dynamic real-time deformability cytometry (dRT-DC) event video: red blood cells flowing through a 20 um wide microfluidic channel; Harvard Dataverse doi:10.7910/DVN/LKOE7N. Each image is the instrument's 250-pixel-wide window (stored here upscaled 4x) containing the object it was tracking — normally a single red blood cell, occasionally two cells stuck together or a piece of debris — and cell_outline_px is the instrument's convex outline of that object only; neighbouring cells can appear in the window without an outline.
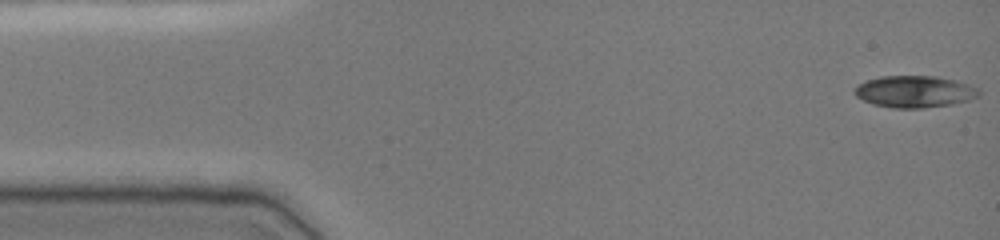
{"species": "common noctule bat (a hibernating species)", "species_latin": "Nyctalus noctula", "temperature_condition": "cold", "stored_images_in_passage": 49, "camera_frame_rate_fps": 3000, "um_per_image_px": 0.085, "animal": {"sex": "female", "body_mass_g": 19.0, "forearm_length_mm": 51.5}, "frame": {"image": 1, "passage_image": 1, "time_ms": 0.0, "image_size_px": [1000, 240], "cell_outline_px": [[980, 96], [968, 100], [952, 104], [920, 108], [892, 108], [876, 104], [864, 100], [856, 96], [852, 92], [860, 84], [868, 80], [880, 76], [936, 76], [956, 80], [980, 88]], "centroid_in_image_um": [77.78, 7.78], "position_along_channel_um": 7.2, "area_um2": 22.95}}
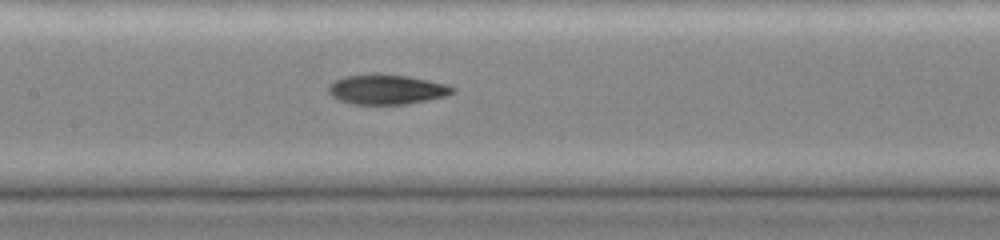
{"frame": {"image": 2, "passage_image": 23, "time_ms": 7.333, "image_size_px": [1000, 240], "cell_outline_px": [[456, 92], [444, 96], [408, 104], [352, 104], [340, 100], [332, 96], [328, 92], [328, 84], [336, 80], [348, 76], [376, 72], [380, 72], [408, 76], [448, 84], [456, 88]], "centroid_in_image_um": [32.88, 7.58], "position_along_channel_um": 174.5, "area_um2": 21.85}}
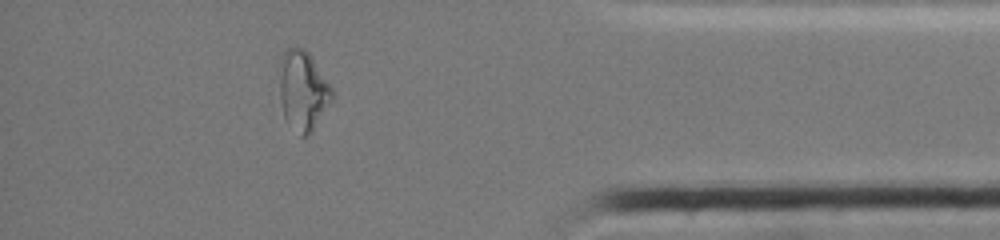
{"frame": {"image": 3, "passage_image": 43, "time_ms": 14.0, "image_size_px": [1000, 240], "cell_outline_px": [[336, 96], [312, 132], [308, 136], [300, 136], [284, 116], [280, 100], [280, 60], [284, 48], [304, 48], [308, 52], [332, 88]], "centroid_in_image_um": [25.77, 7.71], "position_along_channel_um": 409.4, "area_um2": 24.45}, "authors_computed_cell_mechanics": {"area_um2": 21.8484, "velocity_mm_per_s": 3.8409, "shape_relaxation_time_tau1_ms": null, "shape_relaxation_time_tau2_ms": 6.3835, "deformation_change_tau1": null, "deformation_change_tau2": 0.1098}}